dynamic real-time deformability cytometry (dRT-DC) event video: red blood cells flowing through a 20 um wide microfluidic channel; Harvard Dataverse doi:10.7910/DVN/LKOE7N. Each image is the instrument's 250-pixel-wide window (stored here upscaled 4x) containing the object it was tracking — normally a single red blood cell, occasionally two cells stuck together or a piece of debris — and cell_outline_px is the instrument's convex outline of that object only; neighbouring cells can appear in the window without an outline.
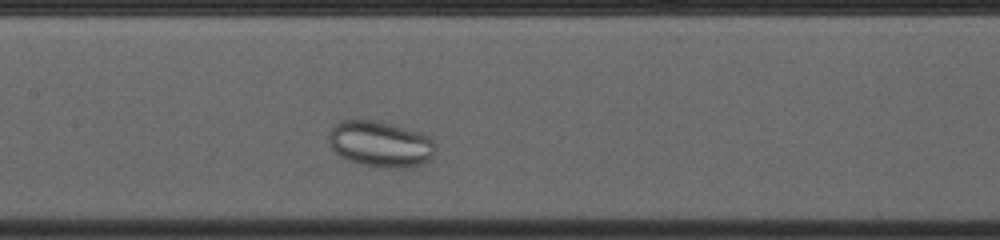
{"species": "common noctule bat (a hibernating species)", "species_latin": "Nyctalus noctula", "temperature_condition": "cold", "stored_images_in_passage": 32, "camera_frame_rate_fps": 3000, "um_per_image_px": 0.085, "animal": {"sex": "female", "body_mass_g": 23.0, "forearm_length_mm": 53.4}, "frame": {"image": 1, "passage_image": 14, "time_ms": 4.333, "image_size_px": [1000, 240], "cell_outline_px": [[436, 148], [428, 164], [412, 168], [392, 168], [360, 164], [348, 160], [340, 156], [328, 144], [328, 132], [340, 120], [380, 120], [420, 132], [428, 136], [432, 140]], "centroid_in_image_um": [32.36, 12.25], "position_along_channel_um": 175.0, "area_um2": 29.13}}
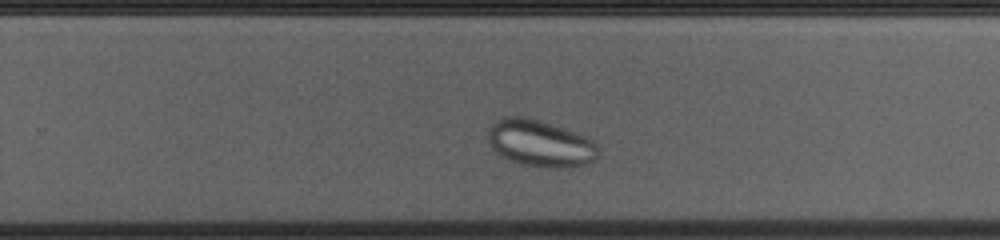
{"frame": {"image": 2, "passage_image": 23, "time_ms": 7.333, "image_size_px": [1000, 240], "cell_outline_px": [[600, 156], [596, 160], [584, 164], [564, 168], [548, 168], [524, 164], [512, 160], [496, 152], [488, 140], [488, 132], [492, 124], [496, 120], [504, 116], [528, 116], [588, 136], [596, 144]], "centroid_in_image_um": [45.96, 12.17], "position_along_channel_um": 283.8, "area_um2": 30.11}}